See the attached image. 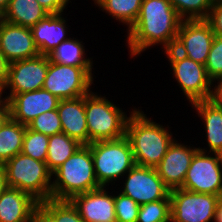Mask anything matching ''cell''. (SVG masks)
I'll return each mask as SVG.
<instances>
[{
  "label": "cell",
  "instance_id": "cell-18",
  "mask_svg": "<svg viewBox=\"0 0 222 222\" xmlns=\"http://www.w3.org/2000/svg\"><path fill=\"white\" fill-rule=\"evenodd\" d=\"M62 132L89 145V135L85 114V95L75 99L60 100L57 106Z\"/></svg>",
  "mask_w": 222,
  "mask_h": 222
},
{
  "label": "cell",
  "instance_id": "cell-29",
  "mask_svg": "<svg viewBox=\"0 0 222 222\" xmlns=\"http://www.w3.org/2000/svg\"><path fill=\"white\" fill-rule=\"evenodd\" d=\"M137 222H170V199L140 205Z\"/></svg>",
  "mask_w": 222,
  "mask_h": 222
},
{
  "label": "cell",
  "instance_id": "cell-26",
  "mask_svg": "<svg viewBox=\"0 0 222 222\" xmlns=\"http://www.w3.org/2000/svg\"><path fill=\"white\" fill-rule=\"evenodd\" d=\"M95 5L112 18L126 24L129 30L136 22L142 0H93Z\"/></svg>",
  "mask_w": 222,
  "mask_h": 222
},
{
  "label": "cell",
  "instance_id": "cell-35",
  "mask_svg": "<svg viewBox=\"0 0 222 222\" xmlns=\"http://www.w3.org/2000/svg\"><path fill=\"white\" fill-rule=\"evenodd\" d=\"M70 0H37L50 14L63 13Z\"/></svg>",
  "mask_w": 222,
  "mask_h": 222
},
{
  "label": "cell",
  "instance_id": "cell-25",
  "mask_svg": "<svg viewBox=\"0 0 222 222\" xmlns=\"http://www.w3.org/2000/svg\"><path fill=\"white\" fill-rule=\"evenodd\" d=\"M85 47L82 41L70 38L63 41L48 55L49 60L69 66H93L92 58H85Z\"/></svg>",
  "mask_w": 222,
  "mask_h": 222
},
{
  "label": "cell",
  "instance_id": "cell-28",
  "mask_svg": "<svg viewBox=\"0 0 222 222\" xmlns=\"http://www.w3.org/2000/svg\"><path fill=\"white\" fill-rule=\"evenodd\" d=\"M48 142L49 136L35 132L26 127L21 153L33 159L45 162L47 158Z\"/></svg>",
  "mask_w": 222,
  "mask_h": 222
},
{
  "label": "cell",
  "instance_id": "cell-12",
  "mask_svg": "<svg viewBox=\"0 0 222 222\" xmlns=\"http://www.w3.org/2000/svg\"><path fill=\"white\" fill-rule=\"evenodd\" d=\"M214 36L206 20H182L173 48L191 60L205 65Z\"/></svg>",
  "mask_w": 222,
  "mask_h": 222
},
{
  "label": "cell",
  "instance_id": "cell-36",
  "mask_svg": "<svg viewBox=\"0 0 222 222\" xmlns=\"http://www.w3.org/2000/svg\"><path fill=\"white\" fill-rule=\"evenodd\" d=\"M31 222H60L41 204L38 203L32 213Z\"/></svg>",
  "mask_w": 222,
  "mask_h": 222
},
{
  "label": "cell",
  "instance_id": "cell-2",
  "mask_svg": "<svg viewBox=\"0 0 222 222\" xmlns=\"http://www.w3.org/2000/svg\"><path fill=\"white\" fill-rule=\"evenodd\" d=\"M164 127L139 109L135 108L130 113L125 136L130 142L137 165L155 168L163 159L175 140Z\"/></svg>",
  "mask_w": 222,
  "mask_h": 222
},
{
  "label": "cell",
  "instance_id": "cell-3",
  "mask_svg": "<svg viewBox=\"0 0 222 222\" xmlns=\"http://www.w3.org/2000/svg\"><path fill=\"white\" fill-rule=\"evenodd\" d=\"M51 198L70 200L74 195L101 187L95 177L91 148L82 145L53 173Z\"/></svg>",
  "mask_w": 222,
  "mask_h": 222
},
{
  "label": "cell",
  "instance_id": "cell-1",
  "mask_svg": "<svg viewBox=\"0 0 222 222\" xmlns=\"http://www.w3.org/2000/svg\"><path fill=\"white\" fill-rule=\"evenodd\" d=\"M182 19L169 0H142L136 22L127 30L130 56H137L152 45L164 50L174 47Z\"/></svg>",
  "mask_w": 222,
  "mask_h": 222
},
{
  "label": "cell",
  "instance_id": "cell-37",
  "mask_svg": "<svg viewBox=\"0 0 222 222\" xmlns=\"http://www.w3.org/2000/svg\"><path fill=\"white\" fill-rule=\"evenodd\" d=\"M215 81H218V85H216L214 88H211L212 90L210 92L208 101H210L214 106L222 108V78L211 81V85H213Z\"/></svg>",
  "mask_w": 222,
  "mask_h": 222
},
{
  "label": "cell",
  "instance_id": "cell-42",
  "mask_svg": "<svg viewBox=\"0 0 222 222\" xmlns=\"http://www.w3.org/2000/svg\"><path fill=\"white\" fill-rule=\"evenodd\" d=\"M10 0H0V10L4 13L8 6H9Z\"/></svg>",
  "mask_w": 222,
  "mask_h": 222
},
{
  "label": "cell",
  "instance_id": "cell-19",
  "mask_svg": "<svg viewBox=\"0 0 222 222\" xmlns=\"http://www.w3.org/2000/svg\"><path fill=\"white\" fill-rule=\"evenodd\" d=\"M62 14H48L31 28L39 54L48 56L60 43L69 39L66 37L67 23Z\"/></svg>",
  "mask_w": 222,
  "mask_h": 222
},
{
  "label": "cell",
  "instance_id": "cell-31",
  "mask_svg": "<svg viewBox=\"0 0 222 222\" xmlns=\"http://www.w3.org/2000/svg\"><path fill=\"white\" fill-rule=\"evenodd\" d=\"M27 127L47 136L62 133V126L57 109L40 114Z\"/></svg>",
  "mask_w": 222,
  "mask_h": 222
},
{
  "label": "cell",
  "instance_id": "cell-4",
  "mask_svg": "<svg viewBox=\"0 0 222 222\" xmlns=\"http://www.w3.org/2000/svg\"><path fill=\"white\" fill-rule=\"evenodd\" d=\"M85 114L89 144L125 136L128 116L105 96L90 91L85 95Z\"/></svg>",
  "mask_w": 222,
  "mask_h": 222
},
{
  "label": "cell",
  "instance_id": "cell-20",
  "mask_svg": "<svg viewBox=\"0 0 222 222\" xmlns=\"http://www.w3.org/2000/svg\"><path fill=\"white\" fill-rule=\"evenodd\" d=\"M38 203L30 194L7 187L0 195V222H31Z\"/></svg>",
  "mask_w": 222,
  "mask_h": 222
},
{
  "label": "cell",
  "instance_id": "cell-43",
  "mask_svg": "<svg viewBox=\"0 0 222 222\" xmlns=\"http://www.w3.org/2000/svg\"><path fill=\"white\" fill-rule=\"evenodd\" d=\"M4 20V13L0 10V24Z\"/></svg>",
  "mask_w": 222,
  "mask_h": 222
},
{
  "label": "cell",
  "instance_id": "cell-39",
  "mask_svg": "<svg viewBox=\"0 0 222 222\" xmlns=\"http://www.w3.org/2000/svg\"><path fill=\"white\" fill-rule=\"evenodd\" d=\"M8 187L7 177H6V169L3 163H0V195L6 190Z\"/></svg>",
  "mask_w": 222,
  "mask_h": 222
},
{
  "label": "cell",
  "instance_id": "cell-38",
  "mask_svg": "<svg viewBox=\"0 0 222 222\" xmlns=\"http://www.w3.org/2000/svg\"><path fill=\"white\" fill-rule=\"evenodd\" d=\"M9 62L0 51V87L4 90L8 80Z\"/></svg>",
  "mask_w": 222,
  "mask_h": 222
},
{
  "label": "cell",
  "instance_id": "cell-23",
  "mask_svg": "<svg viewBox=\"0 0 222 222\" xmlns=\"http://www.w3.org/2000/svg\"><path fill=\"white\" fill-rule=\"evenodd\" d=\"M26 127L10 116L0 125V163L21 153Z\"/></svg>",
  "mask_w": 222,
  "mask_h": 222
},
{
  "label": "cell",
  "instance_id": "cell-30",
  "mask_svg": "<svg viewBox=\"0 0 222 222\" xmlns=\"http://www.w3.org/2000/svg\"><path fill=\"white\" fill-rule=\"evenodd\" d=\"M60 222H84L70 200L49 199L40 202Z\"/></svg>",
  "mask_w": 222,
  "mask_h": 222
},
{
  "label": "cell",
  "instance_id": "cell-24",
  "mask_svg": "<svg viewBox=\"0 0 222 222\" xmlns=\"http://www.w3.org/2000/svg\"><path fill=\"white\" fill-rule=\"evenodd\" d=\"M82 144L65 133L49 136L46 165L51 173L71 157Z\"/></svg>",
  "mask_w": 222,
  "mask_h": 222
},
{
  "label": "cell",
  "instance_id": "cell-44",
  "mask_svg": "<svg viewBox=\"0 0 222 222\" xmlns=\"http://www.w3.org/2000/svg\"><path fill=\"white\" fill-rule=\"evenodd\" d=\"M2 92L5 93V91L0 87V101L4 100V98L2 97V95H3Z\"/></svg>",
  "mask_w": 222,
  "mask_h": 222
},
{
  "label": "cell",
  "instance_id": "cell-41",
  "mask_svg": "<svg viewBox=\"0 0 222 222\" xmlns=\"http://www.w3.org/2000/svg\"><path fill=\"white\" fill-rule=\"evenodd\" d=\"M214 222H222V197L220 198L216 208Z\"/></svg>",
  "mask_w": 222,
  "mask_h": 222
},
{
  "label": "cell",
  "instance_id": "cell-8",
  "mask_svg": "<svg viewBox=\"0 0 222 222\" xmlns=\"http://www.w3.org/2000/svg\"><path fill=\"white\" fill-rule=\"evenodd\" d=\"M164 52L172 67L173 75L187 100L191 104L208 100L213 86L207 76L205 65L178 53L174 48Z\"/></svg>",
  "mask_w": 222,
  "mask_h": 222
},
{
  "label": "cell",
  "instance_id": "cell-32",
  "mask_svg": "<svg viewBox=\"0 0 222 222\" xmlns=\"http://www.w3.org/2000/svg\"><path fill=\"white\" fill-rule=\"evenodd\" d=\"M118 195V196H117ZM114 195L117 222H137L140 205L122 193Z\"/></svg>",
  "mask_w": 222,
  "mask_h": 222
},
{
  "label": "cell",
  "instance_id": "cell-40",
  "mask_svg": "<svg viewBox=\"0 0 222 222\" xmlns=\"http://www.w3.org/2000/svg\"><path fill=\"white\" fill-rule=\"evenodd\" d=\"M9 116V106L8 102L4 99L0 101V125L5 121Z\"/></svg>",
  "mask_w": 222,
  "mask_h": 222
},
{
  "label": "cell",
  "instance_id": "cell-34",
  "mask_svg": "<svg viewBox=\"0 0 222 222\" xmlns=\"http://www.w3.org/2000/svg\"><path fill=\"white\" fill-rule=\"evenodd\" d=\"M206 21L216 36H222V0H214Z\"/></svg>",
  "mask_w": 222,
  "mask_h": 222
},
{
  "label": "cell",
  "instance_id": "cell-13",
  "mask_svg": "<svg viewBox=\"0 0 222 222\" xmlns=\"http://www.w3.org/2000/svg\"><path fill=\"white\" fill-rule=\"evenodd\" d=\"M47 70V55L39 54L33 58L10 62L8 80L5 86V90H10V93L4 99L8 101L14 94L41 89Z\"/></svg>",
  "mask_w": 222,
  "mask_h": 222
},
{
  "label": "cell",
  "instance_id": "cell-15",
  "mask_svg": "<svg viewBox=\"0 0 222 222\" xmlns=\"http://www.w3.org/2000/svg\"><path fill=\"white\" fill-rule=\"evenodd\" d=\"M198 148L185 146L175 139L155 167L165 186L171 191L183 186L187 171Z\"/></svg>",
  "mask_w": 222,
  "mask_h": 222
},
{
  "label": "cell",
  "instance_id": "cell-6",
  "mask_svg": "<svg viewBox=\"0 0 222 222\" xmlns=\"http://www.w3.org/2000/svg\"><path fill=\"white\" fill-rule=\"evenodd\" d=\"M91 148L95 177L100 186L109 183L133 168L136 163L130 142L126 136L115 140L95 141Z\"/></svg>",
  "mask_w": 222,
  "mask_h": 222
},
{
  "label": "cell",
  "instance_id": "cell-16",
  "mask_svg": "<svg viewBox=\"0 0 222 222\" xmlns=\"http://www.w3.org/2000/svg\"><path fill=\"white\" fill-rule=\"evenodd\" d=\"M0 51L9 63L39 55L31 28L4 20L0 24Z\"/></svg>",
  "mask_w": 222,
  "mask_h": 222
},
{
  "label": "cell",
  "instance_id": "cell-33",
  "mask_svg": "<svg viewBox=\"0 0 222 222\" xmlns=\"http://www.w3.org/2000/svg\"><path fill=\"white\" fill-rule=\"evenodd\" d=\"M205 69L211 81L222 78V36H214Z\"/></svg>",
  "mask_w": 222,
  "mask_h": 222
},
{
  "label": "cell",
  "instance_id": "cell-27",
  "mask_svg": "<svg viewBox=\"0 0 222 222\" xmlns=\"http://www.w3.org/2000/svg\"><path fill=\"white\" fill-rule=\"evenodd\" d=\"M182 20H206L214 0H169Z\"/></svg>",
  "mask_w": 222,
  "mask_h": 222
},
{
  "label": "cell",
  "instance_id": "cell-22",
  "mask_svg": "<svg viewBox=\"0 0 222 222\" xmlns=\"http://www.w3.org/2000/svg\"><path fill=\"white\" fill-rule=\"evenodd\" d=\"M50 14L37 0H10L4 12V21L32 28Z\"/></svg>",
  "mask_w": 222,
  "mask_h": 222
},
{
  "label": "cell",
  "instance_id": "cell-14",
  "mask_svg": "<svg viewBox=\"0 0 222 222\" xmlns=\"http://www.w3.org/2000/svg\"><path fill=\"white\" fill-rule=\"evenodd\" d=\"M59 101L60 99L43 88L14 94L7 101L9 116L27 126L40 114L57 109Z\"/></svg>",
  "mask_w": 222,
  "mask_h": 222
},
{
  "label": "cell",
  "instance_id": "cell-9",
  "mask_svg": "<svg viewBox=\"0 0 222 222\" xmlns=\"http://www.w3.org/2000/svg\"><path fill=\"white\" fill-rule=\"evenodd\" d=\"M207 151L199 147L195 152L182 188L222 197V155L213 153L212 156Z\"/></svg>",
  "mask_w": 222,
  "mask_h": 222
},
{
  "label": "cell",
  "instance_id": "cell-11",
  "mask_svg": "<svg viewBox=\"0 0 222 222\" xmlns=\"http://www.w3.org/2000/svg\"><path fill=\"white\" fill-rule=\"evenodd\" d=\"M123 195L139 205L170 199V190L165 186L155 168L135 165L126 173Z\"/></svg>",
  "mask_w": 222,
  "mask_h": 222
},
{
  "label": "cell",
  "instance_id": "cell-21",
  "mask_svg": "<svg viewBox=\"0 0 222 222\" xmlns=\"http://www.w3.org/2000/svg\"><path fill=\"white\" fill-rule=\"evenodd\" d=\"M204 123L209 153L222 155V108L203 100L192 103Z\"/></svg>",
  "mask_w": 222,
  "mask_h": 222
},
{
  "label": "cell",
  "instance_id": "cell-10",
  "mask_svg": "<svg viewBox=\"0 0 222 222\" xmlns=\"http://www.w3.org/2000/svg\"><path fill=\"white\" fill-rule=\"evenodd\" d=\"M220 196L183 188L170 191V222H211Z\"/></svg>",
  "mask_w": 222,
  "mask_h": 222
},
{
  "label": "cell",
  "instance_id": "cell-7",
  "mask_svg": "<svg viewBox=\"0 0 222 222\" xmlns=\"http://www.w3.org/2000/svg\"><path fill=\"white\" fill-rule=\"evenodd\" d=\"M93 66H69L54 63L48 57V70L43 89L60 100L75 99L88 94L93 84Z\"/></svg>",
  "mask_w": 222,
  "mask_h": 222
},
{
  "label": "cell",
  "instance_id": "cell-17",
  "mask_svg": "<svg viewBox=\"0 0 222 222\" xmlns=\"http://www.w3.org/2000/svg\"><path fill=\"white\" fill-rule=\"evenodd\" d=\"M106 190V187L101 186L97 189L74 195L70 199L84 222H117L114 195L108 194Z\"/></svg>",
  "mask_w": 222,
  "mask_h": 222
},
{
  "label": "cell",
  "instance_id": "cell-5",
  "mask_svg": "<svg viewBox=\"0 0 222 222\" xmlns=\"http://www.w3.org/2000/svg\"><path fill=\"white\" fill-rule=\"evenodd\" d=\"M8 187L30 194L39 203L51 199L52 173L46 162L19 153L4 163Z\"/></svg>",
  "mask_w": 222,
  "mask_h": 222
}]
</instances>
